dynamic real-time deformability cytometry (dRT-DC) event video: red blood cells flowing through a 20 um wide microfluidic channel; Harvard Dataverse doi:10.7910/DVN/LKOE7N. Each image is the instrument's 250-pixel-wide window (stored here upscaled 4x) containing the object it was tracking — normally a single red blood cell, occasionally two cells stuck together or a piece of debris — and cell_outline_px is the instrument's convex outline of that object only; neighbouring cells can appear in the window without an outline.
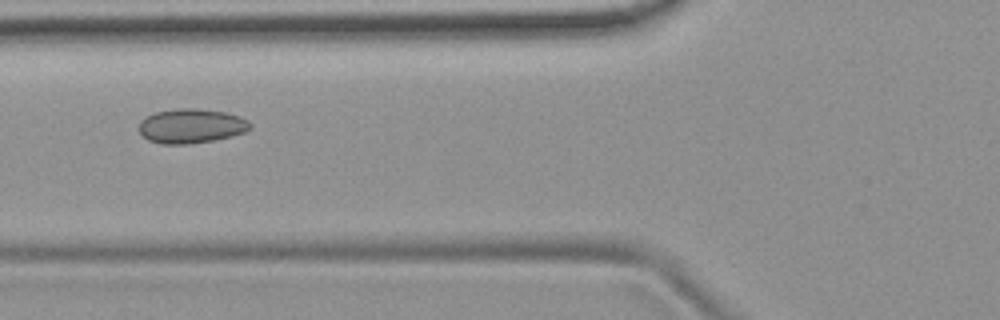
{"species": "common noctule bat (a hibernating species)", "species_latin": "Nyctalus noctula", "temperature_condition": "room temperature", "stored_images_in_passage": 3, "camera_frame_rate_fps": 3000, "um_per_image_px": 0.085, "animal": {"sex": "female", "body_mass_g": 19.9}, "frame": {"image": 1, "passage_image": 3, "time_ms": 2.0, "image_size_px": [1000, 320], "cell_outline_px": [[252, 128], [244, 132], [232, 136], [212, 140], [188, 144], [160, 144], [148, 140], [140, 132], [140, 120], [156, 112], [180, 108], [196, 108], [228, 112], [240, 116], [248, 120], [252, 124]], "centroid_in_image_um": [16.29, 10.7], "position_along_channel_um": 109.5, "area_um2": 22.37}}